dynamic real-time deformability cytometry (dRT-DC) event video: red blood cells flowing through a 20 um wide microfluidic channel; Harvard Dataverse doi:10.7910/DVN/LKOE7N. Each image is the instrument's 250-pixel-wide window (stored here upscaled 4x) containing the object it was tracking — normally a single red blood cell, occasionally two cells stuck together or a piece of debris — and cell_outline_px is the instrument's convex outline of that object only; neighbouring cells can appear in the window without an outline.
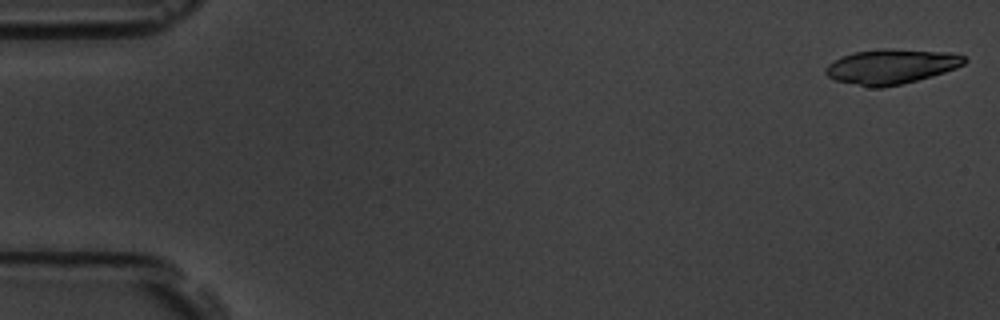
{"species": "common noctule bat (a hibernating species)", "species_latin": "Nyctalus noctula", "temperature_condition": "room temperature", "stored_images_in_passage": 5, "camera_frame_rate_fps": 3000, "um_per_image_px": 0.085, "animal": {"sex": "male", "body_mass_g": 19.5, "forearm_length_mm": 54.6}, "frame": {"image": 1, "passage_image": 1, "time_ms": 0.0, "image_size_px": [1000, 320], "cell_outline_px": [[968, 60], [964, 64], [956, 68], [932, 76], [900, 84], [880, 88], [872, 88], [836, 80], [828, 76], [824, 72], [824, 68], [828, 64], [840, 56], [856, 52], [884, 48], [892, 48], [952, 52], [964, 56]], "centroid_in_image_um": [75.76, 5.64], "position_along_channel_um": 9.2, "area_um2": 28.32}}